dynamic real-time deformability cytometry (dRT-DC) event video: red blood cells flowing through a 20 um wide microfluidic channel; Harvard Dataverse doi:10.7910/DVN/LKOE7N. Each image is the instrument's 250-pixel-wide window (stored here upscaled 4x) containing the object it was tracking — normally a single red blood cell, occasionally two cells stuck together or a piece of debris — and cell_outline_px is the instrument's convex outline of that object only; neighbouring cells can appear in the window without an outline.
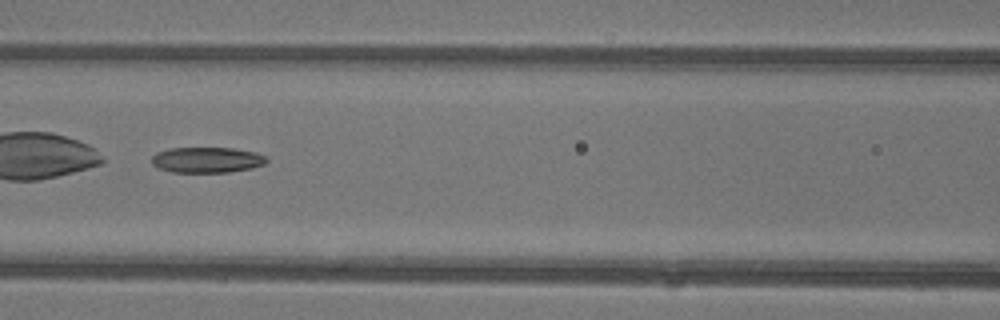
{"species": "common noctule bat (a hibernating species)", "species_latin": "Nyctalus noctula", "temperature_condition": "warm", "stored_images_in_passage": 45, "camera_frame_rate_fps": 3000, "um_per_image_px": 0.085, "animal": {"sex": "female"}, "frame": {"image": 1, "passage_image": 21, "time_ms": 6.667, "image_size_px": [1000, 320], "cell_outline_px": [[268, 160], [264, 164], [252, 168], [228, 172], [172, 172], [160, 168], [152, 164], [152, 156], [156, 152], [168, 148], [232, 148], [256, 152], [264, 156]], "centroid_in_image_um": [17.58, 13.58], "position_along_channel_um": 149.0, "area_um2": 17.11}}
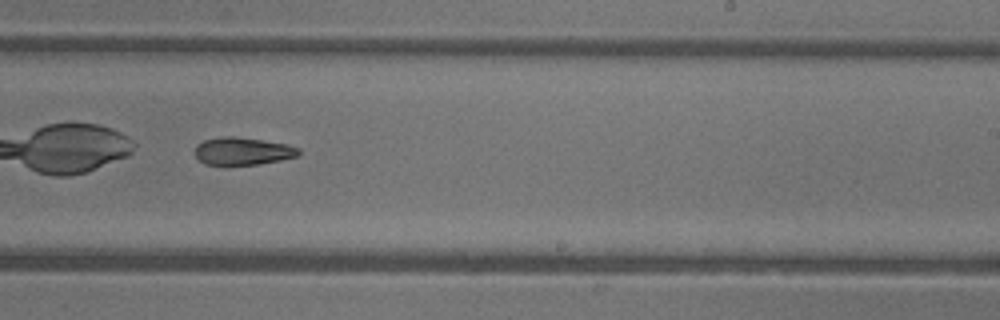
{"frame": {"image": 2, "passage_image": 29, "time_ms": 9.333, "image_size_px": [1000, 320], "cell_outline_px": [[300, 156], [280, 160], [256, 164], [204, 164], [196, 156], [196, 144], [204, 140], [224, 136], [232, 136], [264, 140], [284, 144], [300, 148]], "centroid_in_image_um": [20.65, 12.84], "position_along_channel_um": 268.4, "area_um2": 16.47}}
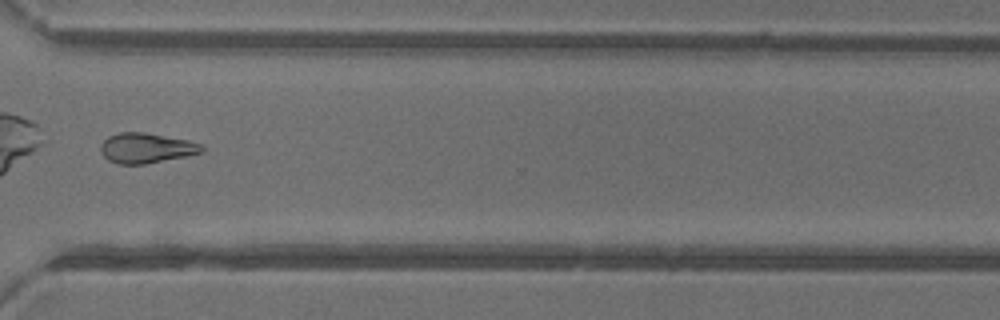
{"frame": {"image": 3, "passage_image": 35, "time_ms": 11.333, "image_size_px": [1000, 320], "cell_outline_px": [[204, 152], [144, 164], [116, 164], [108, 160], [100, 152], [100, 144], [108, 136], [120, 132], [144, 132], [188, 140], [200, 144], [204, 148]], "centroid_in_image_um": [12.39, 12.58], "position_along_channel_um": 358.2, "area_um2": 17.69}}